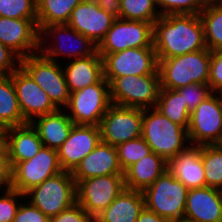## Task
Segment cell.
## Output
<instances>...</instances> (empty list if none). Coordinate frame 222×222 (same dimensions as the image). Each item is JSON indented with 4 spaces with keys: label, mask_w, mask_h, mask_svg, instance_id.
Listing matches in <instances>:
<instances>
[{
    "label": "cell",
    "mask_w": 222,
    "mask_h": 222,
    "mask_svg": "<svg viewBox=\"0 0 222 222\" xmlns=\"http://www.w3.org/2000/svg\"><path fill=\"white\" fill-rule=\"evenodd\" d=\"M153 47L163 60L206 49L200 15L167 14L153 23Z\"/></svg>",
    "instance_id": "obj_1"
},
{
    "label": "cell",
    "mask_w": 222,
    "mask_h": 222,
    "mask_svg": "<svg viewBox=\"0 0 222 222\" xmlns=\"http://www.w3.org/2000/svg\"><path fill=\"white\" fill-rule=\"evenodd\" d=\"M142 137L152 152L167 162L190 146L188 130L163 116L155 107L142 109Z\"/></svg>",
    "instance_id": "obj_2"
},
{
    "label": "cell",
    "mask_w": 222,
    "mask_h": 222,
    "mask_svg": "<svg viewBox=\"0 0 222 222\" xmlns=\"http://www.w3.org/2000/svg\"><path fill=\"white\" fill-rule=\"evenodd\" d=\"M210 62L211 51L208 48L158 60L161 88L177 90L192 83L208 84Z\"/></svg>",
    "instance_id": "obj_3"
},
{
    "label": "cell",
    "mask_w": 222,
    "mask_h": 222,
    "mask_svg": "<svg viewBox=\"0 0 222 222\" xmlns=\"http://www.w3.org/2000/svg\"><path fill=\"white\" fill-rule=\"evenodd\" d=\"M189 189L168 170L142 193L145 208L169 221L184 218Z\"/></svg>",
    "instance_id": "obj_4"
},
{
    "label": "cell",
    "mask_w": 222,
    "mask_h": 222,
    "mask_svg": "<svg viewBox=\"0 0 222 222\" xmlns=\"http://www.w3.org/2000/svg\"><path fill=\"white\" fill-rule=\"evenodd\" d=\"M39 36V52L47 59L55 62H59L62 56H66V59L69 58V60H72L91 56L97 51V45L95 43L67 24L45 26L40 31ZM51 39L52 41L49 42ZM51 42L52 45H50ZM68 42H71V45Z\"/></svg>",
    "instance_id": "obj_5"
},
{
    "label": "cell",
    "mask_w": 222,
    "mask_h": 222,
    "mask_svg": "<svg viewBox=\"0 0 222 222\" xmlns=\"http://www.w3.org/2000/svg\"><path fill=\"white\" fill-rule=\"evenodd\" d=\"M25 199L49 218L77 202L76 182L69 171H62L25 193Z\"/></svg>",
    "instance_id": "obj_6"
},
{
    "label": "cell",
    "mask_w": 222,
    "mask_h": 222,
    "mask_svg": "<svg viewBox=\"0 0 222 222\" xmlns=\"http://www.w3.org/2000/svg\"><path fill=\"white\" fill-rule=\"evenodd\" d=\"M109 86L112 104L140 109L155 107L161 88L159 74L117 77Z\"/></svg>",
    "instance_id": "obj_7"
},
{
    "label": "cell",
    "mask_w": 222,
    "mask_h": 222,
    "mask_svg": "<svg viewBox=\"0 0 222 222\" xmlns=\"http://www.w3.org/2000/svg\"><path fill=\"white\" fill-rule=\"evenodd\" d=\"M20 66L48 94L57 109H65L70 91L61 62L47 59L40 52L20 59Z\"/></svg>",
    "instance_id": "obj_8"
},
{
    "label": "cell",
    "mask_w": 222,
    "mask_h": 222,
    "mask_svg": "<svg viewBox=\"0 0 222 222\" xmlns=\"http://www.w3.org/2000/svg\"><path fill=\"white\" fill-rule=\"evenodd\" d=\"M111 105L109 82L103 78L99 83L70 93L65 110L76 125L99 126Z\"/></svg>",
    "instance_id": "obj_9"
},
{
    "label": "cell",
    "mask_w": 222,
    "mask_h": 222,
    "mask_svg": "<svg viewBox=\"0 0 222 222\" xmlns=\"http://www.w3.org/2000/svg\"><path fill=\"white\" fill-rule=\"evenodd\" d=\"M190 145L222 144V94L213 92L190 114Z\"/></svg>",
    "instance_id": "obj_10"
},
{
    "label": "cell",
    "mask_w": 222,
    "mask_h": 222,
    "mask_svg": "<svg viewBox=\"0 0 222 222\" xmlns=\"http://www.w3.org/2000/svg\"><path fill=\"white\" fill-rule=\"evenodd\" d=\"M142 47H153V24L116 18L97 51L103 58L106 54Z\"/></svg>",
    "instance_id": "obj_11"
},
{
    "label": "cell",
    "mask_w": 222,
    "mask_h": 222,
    "mask_svg": "<svg viewBox=\"0 0 222 222\" xmlns=\"http://www.w3.org/2000/svg\"><path fill=\"white\" fill-rule=\"evenodd\" d=\"M104 78L110 83L114 78L127 75L159 74L154 47L129 48L106 54L103 58Z\"/></svg>",
    "instance_id": "obj_12"
},
{
    "label": "cell",
    "mask_w": 222,
    "mask_h": 222,
    "mask_svg": "<svg viewBox=\"0 0 222 222\" xmlns=\"http://www.w3.org/2000/svg\"><path fill=\"white\" fill-rule=\"evenodd\" d=\"M124 174L92 177L76 184L77 203L94 218L125 189Z\"/></svg>",
    "instance_id": "obj_13"
},
{
    "label": "cell",
    "mask_w": 222,
    "mask_h": 222,
    "mask_svg": "<svg viewBox=\"0 0 222 222\" xmlns=\"http://www.w3.org/2000/svg\"><path fill=\"white\" fill-rule=\"evenodd\" d=\"M142 109L112 104L99 123L100 140L117 147L142 136Z\"/></svg>",
    "instance_id": "obj_14"
},
{
    "label": "cell",
    "mask_w": 222,
    "mask_h": 222,
    "mask_svg": "<svg viewBox=\"0 0 222 222\" xmlns=\"http://www.w3.org/2000/svg\"><path fill=\"white\" fill-rule=\"evenodd\" d=\"M62 171L57 150L43 146L34 157L18 162L12 168L11 188L25 194L46 179Z\"/></svg>",
    "instance_id": "obj_15"
},
{
    "label": "cell",
    "mask_w": 222,
    "mask_h": 222,
    "mask_svg": "<svg viewBox=\"0 0 222 222\" xmlns=\"http://www.w3.org/2000/svg\"><path fill=\"white\" fill-rule=\"evenodd\" d=\"M16 90L18 105L27 123L35 118L52 113L57 108L50 101L48 94L19 66L11 74Z\"/></svg>",
    "instance_id": "obj_16"
},
{
    "label": "cell",
    "mask_w": 222,
    "mask_h": 222,
    "mask_svg": "<svg viewBox=\"0 0 222 222\" xmlns=\"http://www.w3.org/2000/svg\"><path fill=\"white\" fill-rule=\"evenodd\" d=\"M39 35L37 19L0 17V43L20 59L39 52Z\"/></svg>",
    "instance_id": "obj_17"
},
{
    "label": "cell",
    "mask_w": 222,
    "mask_h": 222,
    "mask_svg": "<svg viewBox=\"0 0 222 222\" xmlns=\"http://www.w3.org/2000/svg\"><path fill=\"white\" fill-rule=\"evenodd\" d=\"M115 19L93 0H82L71 12L67 25L98 46Z\"/></svg>",
    "instance_id": "obj_18"
},
{
    "label": "cell",
    "mask_w": 222,
    "mask_h": 222,
    "mask_svg": "<svg viewBox=\"0 0 222 222\" xmlns=\"http://www.w3.org/2000/svg\"><path fill=\"white\" fill-rule=\"evenodd\" d=\"M100 141L98 126L74 124L68 138L57 149L61 169L72 172Z\"/></svg>",
    "instance_id": "obj_19"
},
{
    "label": "cell",
    "mask_w": 222,
    "mask_h": 222,
    "mask_svg": "<svg viewBox=\"0 0 222 222\" xmlns=\"http://www.w3.org/2000/svg\"><path fill=\"white\" fill-rule=\"evenodd\" d=\"M71 173L76 184L92 177L124 174L118 162L116 147L103 141H100Z\"/></svg>",
    "instance_id": "obj_20"
},
{
    "label": "cell",
    "mask_w": 222,
    "mask_h": 222,
    "mask_svg": "<svg viewBox=\"0 0 222 222\" xmlns=\"http://www.w3.org/2000/svg\"><path fill=\"white\" fill-rule=\"evenodd\" d=\"M184 218L193 222H222V190L208 186L190 189Z\"/></svg>",
    "instance_id": "obj_21"
},
{
    "label": "cell",
    "mask_w": 222,
    "mask_h": 222,
    "mask_svg": "<svg viewBox=\"0 0 222 222\" xmlns=\"http://www.w3.org/2000/svg\"><path fill=\"white\" fill-rule=\"evenodd\" d=\"M167 170L189 190L206 187L201 146L190 145L168 161Z\"/></svg>",
    "instance_id": "obj_22"
},
{
    "label": "cell",
    "mask_w": 222,
    "mask_h": 222,
    "mask_svg": "<svg viewBox=\"0 0 222 222\" xmlns=\"http://www.w3.org/2000/svg\"><path fill=\"white\" fill-rule=\"evenodd\" d=\"M62 64L70 93L99 83L104 78L103 60L96 51L93 55L68 60Z\"/></svg>",
    "instance_id": "obj_23"
},
{
    "label": "cell",
    "mask_w": 222,
    "mask_h": 222,
    "mask_svg": "<svg viewBox=\"0 0 222 222\" xmlns=\"http://www.w3.org/2000/svg\"><path fill=\"white\" fill-rule=\"evenodd\" d=\"M37 130L43 146L57 150L68 138L74 125L65 109L39 116L31 122Z\"/></svg>",
    "instance_id": "obj_24"
},
{
    "label": "cell",
    "mask_w": 222,
    "mask_h": 222,
    "mask_svg": "<svg viewBox=\"0 0 222 222\" xmlns=\"http://www.w3.org/2000/svg\"><path fill=\"white\" fill-rule=\"evenodd\" d=\"M43 143L31 123L8 128V156L11 167L34 157Z\"/></svg>",
    "instance_id": "obj_25"
},
{
    "label": "cell",
    "mask_w": 222,
    "mask_h": 222,
    "mask_svg": "<svg viewBox=\"0 0 222 222\" xmlns=\"http://www.w3.org/2000/svg\"><path fill=\"white\" fill-rule=\"evenodd\" d=\"M167 167L168 162L163 157L154 152L149 153L124 171L126 189L143 191L152 185Z\"/></svg>",
    "instance_id": "obj_26"
},
{
    "label": "cell",
    "mask_w": 222,
    "mask_h": 222,
    "mask_svg": "<svg viewBox=\"0 0 222 222\" xmlns=\"http://www.w3.org/2000/svg\"><path fill=\"white\" fill-rule=\"evenodd\" d=\"M144 207L142 191L125 188L105 210L95 217V222H136Z\"/></svg>",
    "instance_id": "obj_27"
},
{
    "label": "cell",
    "mask_w": 222,
    "mask_h": 222,
    "mask_svg": "<svg viewBox=\"0 0 222 222\" xmlns=\"http://www.w3.org/2000/svg\"><path fill=\"white\" fill-rule=\"evenodd\" d=\"M11 75L0 76V127L24 125Z\"/></svg>",
    "instance_id": "obj_28"
},
{
    "label": "cell",
    "mask_w": 222,
    "mask_h": 222,
    "mask_svg": "<svg viewBox=\"0 0 222 222\" xmlns=\"http://www.w3.org/2000/svg\"><path fill=\"white\" fill-rule=\"evenodd\" d=\"M82 0H36L39 32L48 25L67 24L71 12Z\"/></svg>",
    "instance_id": "obj_29"
},
{
    "label": "cell",
    "mask_w": 222,
    "mask_h": 222,
    "mask_svg": "<svg viewBox=\"0 0 222 222\" xmlns=\"http://www.w3.org/2000/svg\"><path fill=\"white\" fill-rule=\"evenodd\" d=\"M199 15L204 27L207 48L211 52L222 50V5L215 0H206Z\"/></svg>",
    "instance_id": "obj_30"
},
{
    "label": "cell",
    "mask_w": 222,
    "mask_h": 222,
    "mask_svg": "<svg viewBox=\"0 0 222 222\" xmlns=\"http://www.w3.org/2000/svg\"><path fill=\"white\" fill-rule=\"evenodd\" d=\"M155 108L163 116L188 130L191 113L177 90L160 88Z\"/></svg>",
    "instance_id": "obj_31"
},
{
    "label": "cell",
    "mask_w": 222,
    "mask_h": 222,
    "mask_svg": "<svg viewBox=\"0 0 222 222\" xmlns=\"http://www.w3.org/2000/svg\"><path fill=\"white\" fill-rule=\"evenodd\" d=\"M206 186L222 190V145L201 146Z\"/></svg>",
    "instance_id": "obj_32"
},
{
    "label": "cell",
    "mask_w": 222,
    "mask_h": 222,
    "mask_svg": "<svg viewBox=\"0 0 222 222\" xmlns=\"http://www.w3.org/2000/svg\"><path fill=\"white\" fill-rule=\"evenodd\" d=\"M160 16L156 0H121L120 19L153 24Z\"/></svg>",
    "instance_id": "obj_33"
},
{
    "label": "cell",
    "mask_w": 222,
    "mask_h": 222,
    "mask_svg": "<svg viewBox=\"0 0 222 222\" xmlns=\"http://www.w3.org/2000/svg\"><path fill=\"white\" fill-rule=\"evenodd\" d=\"M120 168L123 172L133 163L151 153L150 146L142 136L124 142L116 147Z\"/></svg>",
    "instance_id": "obj_34"
},
{
    "label": "cell",
    "mask_w": 222,
    "mask_h": 222,
    "mask_svg": "<svg viewBox=\"0 0 222 222\" xmlns=\"http://www.w3.org/2000/svg\"><path fill=\"white\" fill-rule=\"evenodd\" d=\"M0 17L37 19L36 0H0Z\"/></svg>",
    "instance_id": "obj_35"
},
{
    "label": "cell",
    "mask_w": 222,
    "mask_h": 222,
    "mask_svg": "<svg viewBox=\"0 0 222 222\" xmlns=\"http://www.w3.org/2000/svg\"><path fill=\"white\" fill-rule=\"evenodd\" d=\"M206 0H156L161 16L167 14L199 15Z\"/></svg>",
    "instance_id": "obj_36"
},
{
    "label": "cell",
    "mask_w": 222,
    "mask_h": 222,
    "mask_svg": "<svg viewBox=\"0 0 222 222\" xmlns=\"http://www.w3.org/2000/svg\"><path fill=\"white\" fill-rule=\"evenodd\" d=\"M0 194V222H13L16 211L25 199V194L12 188L2 190Z\"/></svg>",
    "instance_id": "obj_37"
},
{
    "label": "cell",
    "mask_w": 222,
    "mask_h": 222,
    "mask_svg": "<svg viewBox=\"0 0 222 222\" xmlns=\"http://www.w3.org/2000/svg\"><path fill=\"white\" fill-rule=\"evenodd\" d=\"M182 95V99L191 113L203 100L213 92L208 84L192 83L177 89Z\"/></svg>",
    "instance_id": "obj_38"
},
{
    "label": "cell",
    "mask_w": 222,
    "mask_h": 222,
    "mask_svg": "<svg viewBox=\"0 0 222 222\" xmlns=\"http://www.w3.org/2000/svg\"><path fill=\"white\" fill-rule=\"evenodd\" d=\"M22 200L13 222H50V218L29 201Z\"/></svg>",
    "instance_id": "obj_39"
},
{
    "label": "cell",
    "mask_w": 222,
    "mask_h": 222,
    "mask_svg": "<svg viewBox=\"0 0 222 222\" xmlns=\"http://www.w3.org/2000/svg\"><path fill=\"white\" fill-rule=\"evenodd\" d=\"M50 222H95V218L76 202L73 206L51 217Z\"/></svg>",
    "instance_id": "obj_40"
},
{
    "label": "cell",
    "mask_w": 222,
    "mask_h": 222,
    "mask_svg": "<svg viewBox=\"0 0 222 222\" xmlns=\"http://www.w3.org/2000/svg\"><path fill=\"white\" fill-rule=\"evenodd\" d=\"M212 92L222 94V50L211 52L210 77L208 81Z\"/></svg>",
    "instance_id": "obj_41"
},
{
    "label": "cell",
    "mask_w": 222,
    "mask_h": 222,
    "mask_svg": "<svg viewBox=\"0 0 222 222\" xmlns=\"http://www.w3.org/2000/svg\"><path fill=\"white\" fill-rule=\"evenodd\" d=\"M20 66V58L0 43V76L11 75Z\"/></svg>",
    "instance_id": "obj_42"
},
{
    "label": "cell",
    "mask_w": 222,
    "mask_h": 222,
    "mask_svg": "<svg viewBox=\"0 0 222 222\" xmlns=\"http://www.w3.org/2000/svg\"><path fill=\"white\" fill-rule=\"evenodd\" d=\"M12 167L9 162V156H0V193L3 190L11 188Z\"/></svg>",
    "instance_id": "obj_43"
},
{
    "label": "cell",
    "mask_w": 222,
    "mask_h": 222,
    "mask_svg": "<svg viewBox=\"0 0 222 222\" xmlns=\"http://www.w3.org/2000/svg\"><path fill=\"white\" fill-rule=\"evenodd\" d=\"M106 13L119 18L121 12V0H93Z\"/></svg>",
    "instance_id": "obj_44"
},
{
    "label": "cell",
    "mask_w": 222,
    "mask_h": 222,
    "mask_svg": "<svg viewBox=\"0 0 222 222\" xmlns=\"http://www.w3.org/2000/svg\"><path fill=\"white\" fill-rule=\"evenodd\" d=\"M136 222H172V221L160 217L156 213L144 207V209L140 212Z\"/></svg>",
    "instance_id": "obj_45"
},
{
    "label": "cell",
    "mask_w": 222,
    "mask_h": 222,
    "mask_svg": "<svg viewBox=\"0 0 222 222\" xmlns=\"http://www.w3.org/2000/svg\"><path fill=\"white\" fill-rule=\"evenodd\" d=\"M0 156H8V128L0 127Z\"/></svg>",
    "instance_id": "obj_46"
},
{
    "label": "cell",
    "mask_w": 222,
    "mask_h": 222,
    "mask_svg": "<svg viewBox=\"0 0 222 222\" xmlns=\"http://www.w3.org/2000/svg\"><path fill=\"white\" fill-rule=\"evenodd\" d=\"M173 222H193V221H190V220H187V219L183 218V219L175 220Z\"/></svg>",
    "instance_id": "obj_47"
},
{
    "label": "cell",
    "mask_w": 222,
    "mask_h": 222,
    "mask_svg": "<svg viewBox=\"0 0 222 222\" xmlns=\"http://www.w3.org/2000/svg\"><path fill=\"white\" fill-rule=\"evenodd\" d=\"M216 2H218L220 5H222V0H215Z\"/></svg>",
    "instance_id": "obj_48"
}]
</instances>
